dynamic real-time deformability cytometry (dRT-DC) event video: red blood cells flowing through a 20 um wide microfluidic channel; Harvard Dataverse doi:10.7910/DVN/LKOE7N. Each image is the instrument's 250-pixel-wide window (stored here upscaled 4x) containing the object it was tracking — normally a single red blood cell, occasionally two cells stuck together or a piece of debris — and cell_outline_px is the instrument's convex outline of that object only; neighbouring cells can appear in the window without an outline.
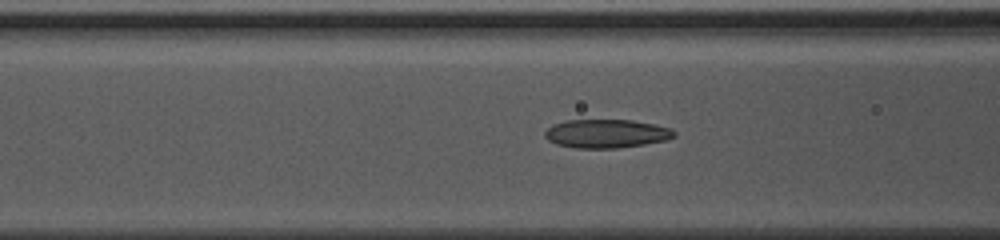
{"species": "common noctule bat (a hibernating species)", "species_latin": "Nyctalus noctula", "temperature_condition": "warm", "stored_images_in_passage": 48, "camera_frame_rate_fps": 3000, "um_per_image_px": 0.085, "animal": {"sex": "female", "body_mass_g": 10.0, "forearm_length_mm": 53.1}, "frame": {"image": 1, "passage_image": 19, "time_ms": 6.0, "image_size_px": [1000, 240], "cell_outline_px": [[676, 136], [664, 140], [644, 144], [616, 148], [576, 148], [556, 144], [548, 140], [544, 136], [544, 132], [552, 124], [568, 120], [632, 120], [656, 124], [672, 128], [676, 132]], "centroid_in_image_um": [51.54, 11.35], "position_along_channel_um": 115.1, "area_um2": 21.62}}
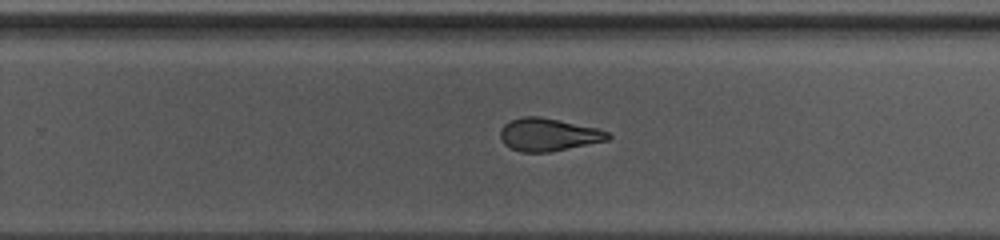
{"frame": {"image": 2, "passage_image": 31, "time_ms": 10.0, "image_size_px": [1000, 240], "cell_outline_px": [[612, 136], [608, 140], [552, 152], [520, 152], [504, 144], [500, 140], [500, 128], [504, 124], [512, 120], [524, 116], [540, 116], [600, 128], [608, 132]], "centroid_in_image_um": [46.62, 11.44], "position_along_channel_um": 283.2, "area_um2": 20.81}}
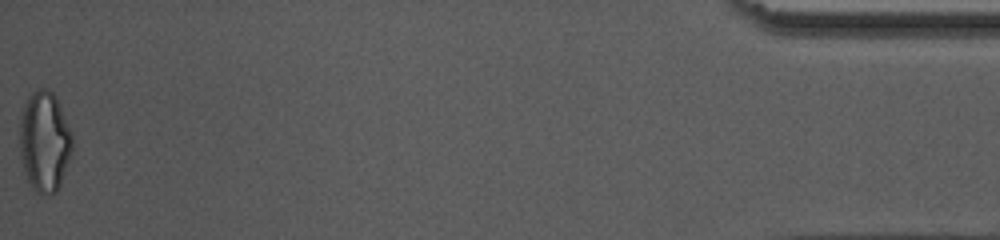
{"frame": {"image": 3, "passage_image": 48, "time_ms": 15.667, "image_size_px": [1000, 240], "cell_outline_px": [[72, 152], [60, 184], [56, 192], [48, 196], [36, 192], [32, 188], [24, 172], [20, 156], [20, 120], [28, 96], [36, 88], [48, 88], [56, 96], [60, 104], [72, 132]], "centroid_in_image_um": [3.79, 12.02], "position_along_channel_um": 431.4, "area_um2": 31.04}, "authors_computed_cell_mechanics": {"area_um2": 21.6461, "velocity_mm_per_s": 4.202, "shape_relaxation_time_tau1_ms": null, "shape_relaxation_time_tau2_ms": 1.9331, "deformation_change_tau1": null, "deformation_change_tau2": 0.0917}}